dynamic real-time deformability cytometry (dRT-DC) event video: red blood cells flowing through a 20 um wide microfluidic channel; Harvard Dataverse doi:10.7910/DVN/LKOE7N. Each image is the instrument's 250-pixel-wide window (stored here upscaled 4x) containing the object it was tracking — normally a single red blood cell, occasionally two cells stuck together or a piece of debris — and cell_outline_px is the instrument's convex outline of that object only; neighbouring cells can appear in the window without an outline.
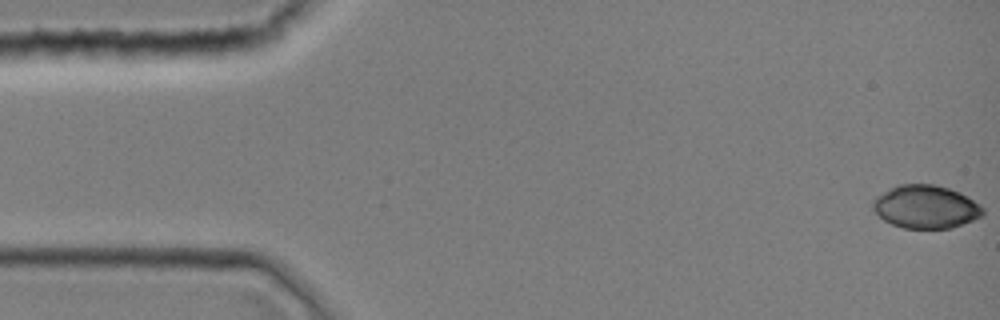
{"species": "common noctule bat (a hibernating species)", "species_latin": "Nyctalus noctula", "temperature_condition": "room temperature", "stored_images_in_passage": 44, "camera_frame_rate_fps": 3000, "um_per_image_px": 0.085, "animal": {"sex": "female", "body_mass_g": 19.0, "forearm_length_mm": 51.5}, "frame": {"image": 1, "passage_image": 1, "time_ms": 0.0, "image_size_px": [1000, 320], "cell_outline_px": [[984, 212], [980, 216], [972, 220], [952, 228], [904, 228], [892, 224], [884, 220], [872, 208], [872, 200], [876, 196], [896, 184], [936, 184], [960, 192], [968, 196], [980, 204], [984, 208]], "centroid_in_image_um": [78.68, 17.56], "position_along_channel_um": 6.3, "area_um2": 27.74}}
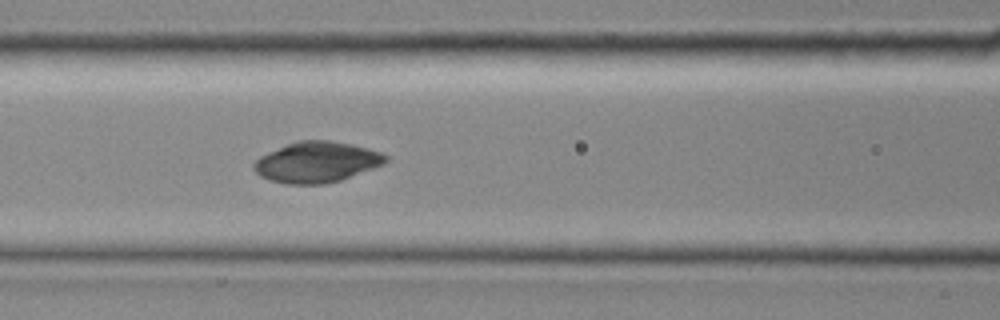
{"frame": {"image": 2, "passage_image": 19, "time_ms": 6.0, "image_size_px": [1000, 320], "cell_outline_px": [[388, 160], [384, 164], [340, 180], [324, 184], [288, 184], [272, 180], [260, 176], [252, 168], [252, 164], [260, 156], [268, 152], [296, 140], [328, 140], [352, 144], [384, 152], [388, 156]], "centroid_in_image_um": [26.93, 13.77], "position_along_channel_um": 139.7, "area_um2": 31.33}}
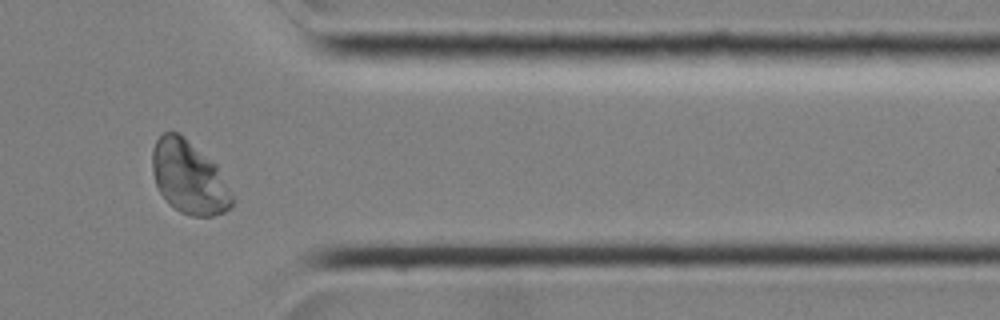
{"frame": {"image": 3, "passage_image": 37, "time_ms": 12.0, "image_size_px": [1000, 320], "cell_outline_px": [[232, 204], [224, 212], [212, 216], [192, 216], [180, 212], [168, 204], [160, 192], [156, 184], [152, 172], [152, 148], [156, 140], [164, 132], [180, 132], [216, 164], [232, 192]], "centroid_in_image_um": [16.04, 15.06], "position_along_channel_um": 395.4, "area_um2": 34.04}}